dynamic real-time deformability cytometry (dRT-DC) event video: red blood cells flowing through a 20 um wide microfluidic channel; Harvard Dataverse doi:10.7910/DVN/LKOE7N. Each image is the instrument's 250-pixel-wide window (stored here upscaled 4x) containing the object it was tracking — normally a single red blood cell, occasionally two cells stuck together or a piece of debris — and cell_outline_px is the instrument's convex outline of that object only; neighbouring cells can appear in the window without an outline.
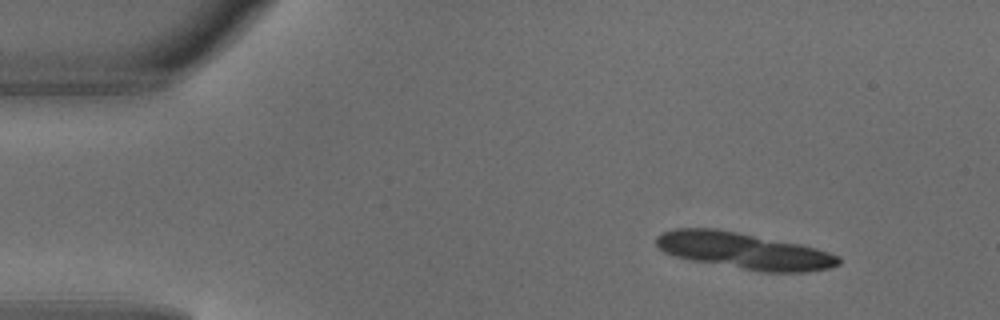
{"species": "common noctule bat (a hibernating species)", "species_latin": "Nyctalus noctula", "temperature_condition": "warm", "stored_images_in_passage": 3, "camera_frame_rate_fps": 3000, "um_per_image_px": 0.085, "animal": {"sex": "male", "body_mass_g": 18.8}, "frame": {"image": 1, "passage_image": 1, "time_ms": 0.0, "image_size_px": [1000, 320], "cell_outline_px": [[840, 264], [828, 268], [804, 272], [764, 272], [692, 260], [676, 256], [664, 252], [656, 244], [656, 236], [660, 232], [676, 228], [716, 228], [800, 244], [816, 248], [840, 256]], "centroid_in_image_um": [63.22, 21.31], "position_along_channel_um": 21.8, "area_um2": 38.44}}
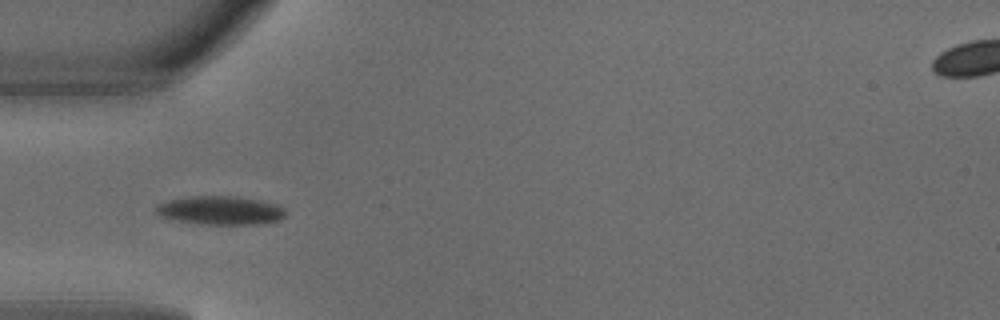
{"frame": {"image": 2, "passage_image": 3, "time_ms": 0.667, "image_size_px": [1000, 320], "cell_outline_px": [[288, 212], [280, 220], [264, 224], [200, 224], [176, 220], [160, 216], [156, 212], [156, 208], [160, 204], [168, 200], [192, 196], [232, 196], [260, 200], [276, 204], [284, 208]], "centroid_in_image_um": [18.79, 17.89], "position_along_channel_um": 66.2, "area_um2": 21.62}}